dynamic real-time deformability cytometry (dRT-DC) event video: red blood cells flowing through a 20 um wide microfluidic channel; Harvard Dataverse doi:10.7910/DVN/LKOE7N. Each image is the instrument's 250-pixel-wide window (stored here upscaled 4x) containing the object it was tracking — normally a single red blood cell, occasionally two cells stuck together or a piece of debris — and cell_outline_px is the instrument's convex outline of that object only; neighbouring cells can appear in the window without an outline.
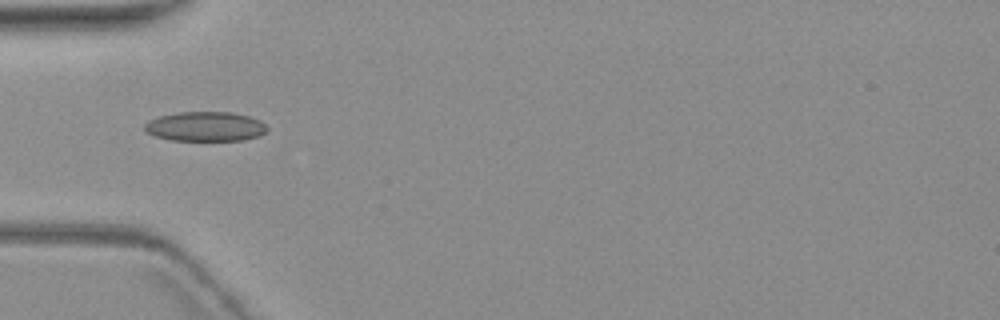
{"species": "common noctule bat (a hibernating species)", "species_latin": "Nyctalus noctula", "temperature_condition": "warm", "stored_images_in_passage": 2, "camera_frame_rate_fps": 3000, "um_per_image_px": 0.085, "animal": {"sex": "female", "body_mass_g": 19.3, "forearm_length_mm": 54.1}, "frame": {"image": 1, "passage_image": 1, "time_ms": 0.0, "image_size_px": [1000, 320], "cell_outline_px": [[268, 132], [260, 136], [244, 140], [172, 140], [156, 136], [148, 132], [144, 128], [144, 124], [148, 120], [160, 116], [180, 112], [232, 112], [248, 116], [260, 120], [268, 128]], "centroid_in_image_um": [17.5, 10.75], "position_along_channel_um": 67.5, "area_um2": 21.1}}
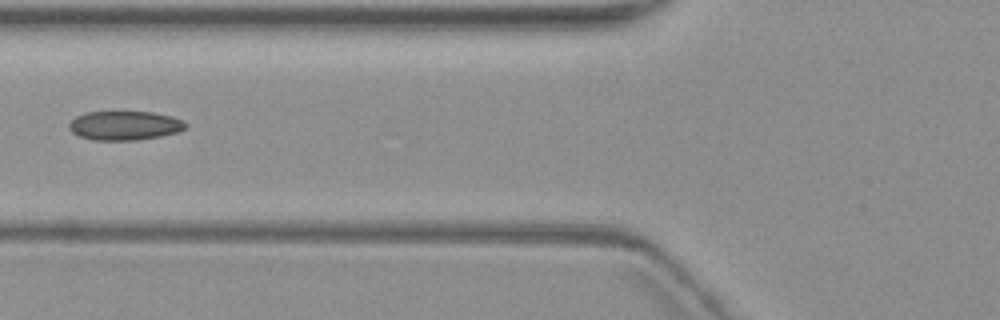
{"frame": {"image": 2, "passage_image": 2, "time_ms": 1.333, "image_size_px": [1000, 320], "cell_outline_px": [[188, 128], [176, 132], [160, 136], [136, 140], [92, 140], [80, 136], [72, 132], [68, 128], [68, 124], [76, 116], [84, 112], [152, 112], [172, 116], [188, 124]], "centroid_in_image_um": [10.58, 10.67], "position_along_channel_um": 115.2, "area_um2": 19.77}}